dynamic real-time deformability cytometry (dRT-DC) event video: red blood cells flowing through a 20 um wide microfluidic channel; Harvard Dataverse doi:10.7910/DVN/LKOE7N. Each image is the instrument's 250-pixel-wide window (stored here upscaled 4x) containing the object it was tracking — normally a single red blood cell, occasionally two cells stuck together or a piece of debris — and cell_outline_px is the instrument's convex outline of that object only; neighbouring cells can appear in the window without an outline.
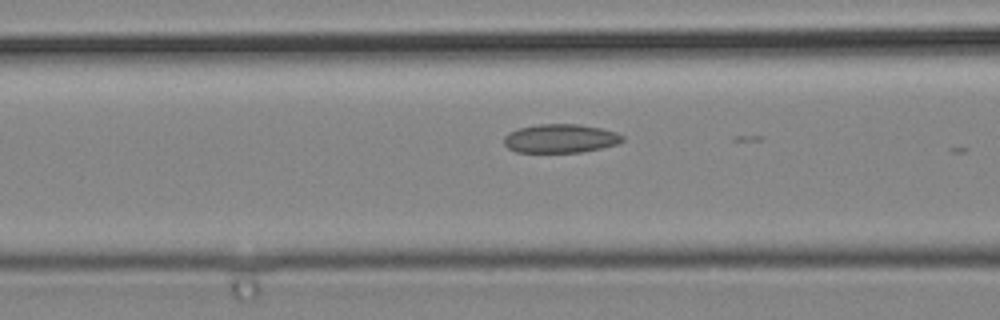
{"species": "common noctule bat (a hibernating species)", "species_latin": "Nyctalus noctula", "temperature_condition": "cold", "stored_images_in_passage": 18, "camera_frame_rate_fps": 3000, "um_per_image_px": 0.085, "animal": {"sex": "male", "body_mass_g": 19.2, "forearm_length_mm": 51.8}, "frame": {"image": 1, "passage_image": 17, "time_ms": 5.333, "image_size_px": [1000, 320], "cell_outline_px": [[624, 140], [616, 144], [600, 148], [580, 152], [516, 152], [508, 148], [504, 144], [504, 136], [508, 132], [516, 128], [536, 124], [580, 124], [600, 128], [616, 132], [624, 136]], "centroid_in_image_um": [47.59, 11.76], "position_along_channel_um": 119.0, "area_um2": 19.94}}